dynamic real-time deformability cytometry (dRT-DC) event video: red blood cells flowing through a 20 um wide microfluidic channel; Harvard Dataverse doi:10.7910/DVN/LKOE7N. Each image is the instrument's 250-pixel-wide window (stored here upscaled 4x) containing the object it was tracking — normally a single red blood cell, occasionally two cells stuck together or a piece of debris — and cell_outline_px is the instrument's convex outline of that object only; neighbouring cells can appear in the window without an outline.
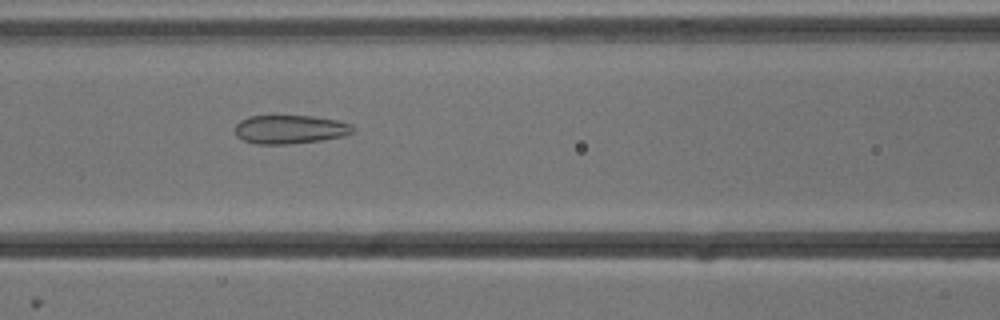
{"species": "common noctule bat (a hibernating species)", "species_latin": "Nyctalus noctula", "temperature_condition": "cold", "stored_images_in_passage": 50, "camera_frame_rate_fps": 3000, "um_per_image_px": 0.085, "animal": {"sex": "male", "body_mass_g": 13.3}, "frame": {"image": 1, "passage_image": 19, "time_ms": 6.0, "image_size_px": [1000, 320], "cell_outline_px": [[356, 128], [352, 132], [344, 136], [320, 140], [288, 144], [256, 144], [244, 140], [236, 136], [236, 124], [240, 120], [248, 116], [312, 116], [336, 120], [352, 124]], "centroid_in_image_um": [24.66, 10.99], "position_along_channel_um": 141.9, "area_um2": 19.65}}
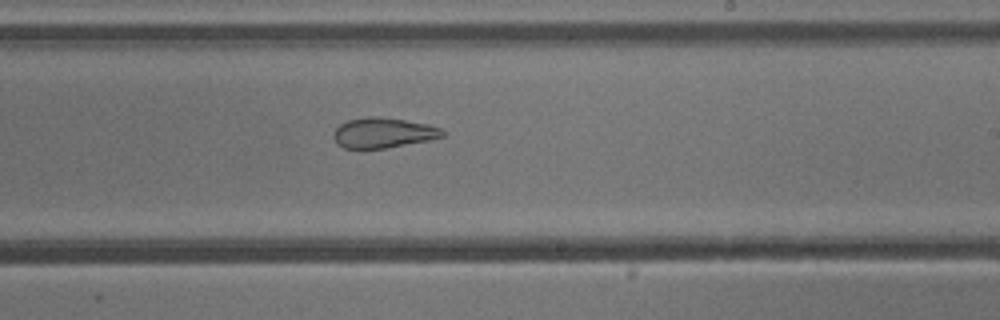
{"frame": {"image": 2, "passage_image": 28, "time_ms": 9.0, "image_size_px": [1000, 320], "cell_outline_px": [[444, 136], [428, 140], [384, 148], [344, 148], [336, 144], [332, 136], [336, 128], [340, 124], [348, 120], [368, 116], [380, 116], [428, 124], [440, 128], [444, 132]], "centroid_in_image_um": [32.53, 11.28], "position_along_channel_um": 256.5, "area_um2": 19.07}}
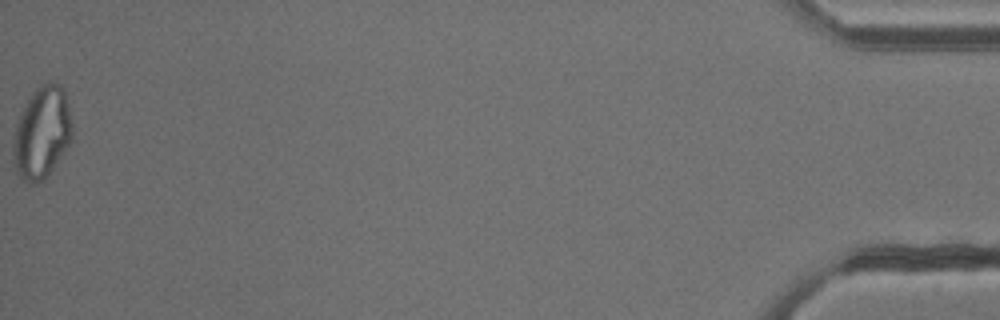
{"frame": {"image": 3, "passage_image": 50, "time_ms": 16.333, "image_size_px": [1000, 320], "cell_outline_px": [[72, 140], [44, 180], [32, 184], [28, 184], [16, 172], [12, 156], [12, 144], [16, 124], [32, 92], [36, 88], [52, 80], [60, 84], [64, 88], [68, 104], [72, 124]], "centroid_in_image_um": [3.56, 11.28], "position_along_channel_um": 431.6, "area_um2": 31.67}, "authors_computed_cell_mechanics": {"area_um2": 26.0967, "velocity_mm_per_s": 3.8355, "shape_relaxation_time_tau1_ms": null, "shape_relaxation_time_tau2_ms": 1.6622, "deformation_change_tau1": null, "deformation_change_tau2": 0.0799}}